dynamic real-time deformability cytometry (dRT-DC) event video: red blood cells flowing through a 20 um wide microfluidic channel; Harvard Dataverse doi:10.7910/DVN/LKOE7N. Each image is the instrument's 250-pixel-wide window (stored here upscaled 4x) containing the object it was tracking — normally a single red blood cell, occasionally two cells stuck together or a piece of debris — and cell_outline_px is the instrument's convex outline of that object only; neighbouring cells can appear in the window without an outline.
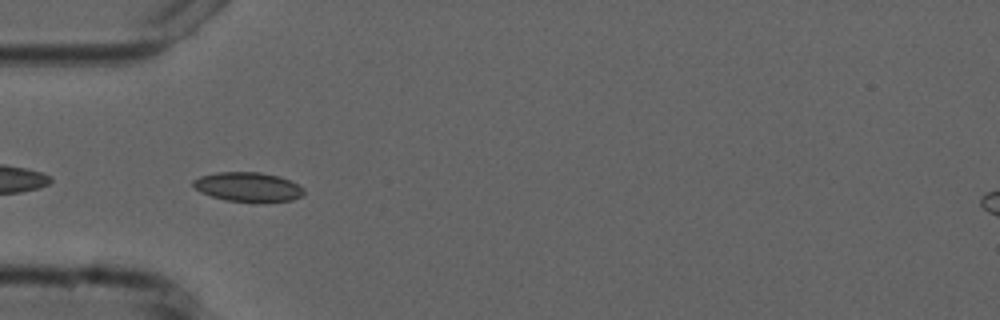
{"species": "common noctule bat (a hibernating species)", "species_latin": "Nyctalus noctula", "temperature_condition": "cold", "stored_images_in_passage": 39, "camera_frame_rate_fps": 3000, "um_per_image_px": 0.085, "animal": {"sex": "male", "forearm_length_mm": 52.5}, "frame": {"image": 1, "passage_image": 2, "time_ms": 0.333, "image_size_px": [1000, 320], "cell_outline_px": [[304, 196], [292, 200], [264, 204], [260, 204], [224, 200], [200, 192], [192, 184], [192, 180], [200, 176], [216, 172], [260, 172], [280, 176], [304, 188]], "centroid_in_image_um": [21.11, 15.92], "position_along_channel_um": 63.9, "area_um2": 19.54}}
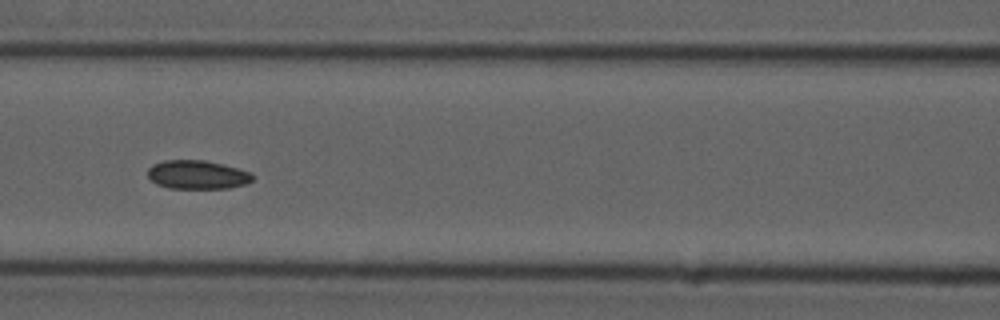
{"frame": {"image": 2, "passage_image": 9, "time_ms": 2.667, "image_size_px": [1000, 320], "cell_outline_px": [[256, 176], [248, 184], [228, 188], [168, 188], [156, 184], [148, 176], [148, 168], [152, 164], [164, 160], [204, 160], [224, 164], [252, 172]], "centroid_in_image_um": [16.81, 14.84], "position_along_channel_um": 149.8, "area_um2": 17.8}}
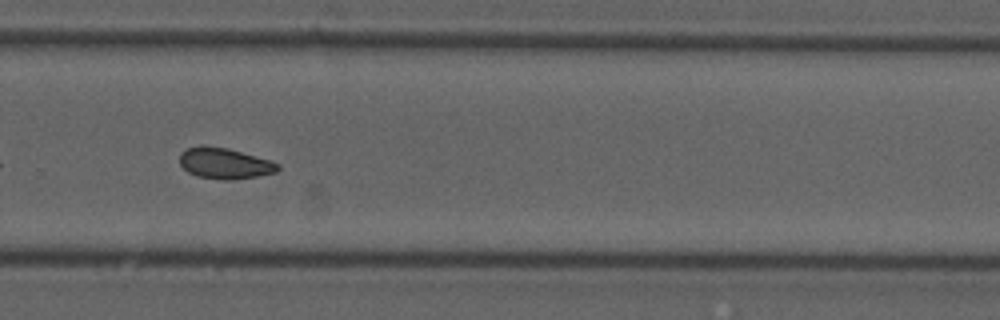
{"frame": {"image": 3, "passage_image": 22, "time_ms": 7.0, "image_size_px": [1000, 320], "cell_outline_px": [[280, 168], [276, 172], [260, 176], [228, 180], [220, 180], [196, 176], [188, 172], [180, 164], [180, 152], [188, 148], [200, 144], [228, 148], [268, 160], [280, 164]], "centroid_in_image_um": [19.07, 13.88], "position_along_channel_um": 310.7, "area_um2": 17.8}, "authors_computed_cell_mechanics": {"area_um2": 17.8024, "velocity_mm_per_s": 3.7237, "shape_relaxation_time_tau1_ms": null, "shape_relaxation_time_tau2_ms": 3.7774, "deformation_change_tau1": null, "deformation_change_tau2": 0.0802}}